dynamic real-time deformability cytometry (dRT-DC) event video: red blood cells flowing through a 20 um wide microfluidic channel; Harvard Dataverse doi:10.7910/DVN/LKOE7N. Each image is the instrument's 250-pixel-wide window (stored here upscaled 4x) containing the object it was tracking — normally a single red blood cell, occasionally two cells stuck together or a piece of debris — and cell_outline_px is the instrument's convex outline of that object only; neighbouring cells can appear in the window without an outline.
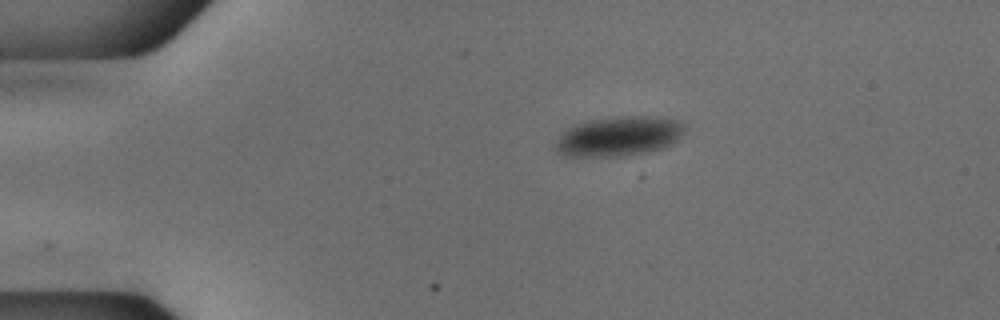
{"species": "common noctule bat (a hibernating species)", "species_latin": "Nyctalus noctula", "temperature_condition": "cold", "stored_images_in_passage": 44, "camera_frame_rate_fps": 3000, "um_per_image_px": 0.085, "animal": {"sex": "male", "body_mass_g": 18.8}, "frame": {"image": 1, "passage_image": 1, "time_ms": 0.0, "image_size_px": [1000, 320], "cell_outline_px": [[688, 124], [680, 140], [672, 144], [648, 152], [620, 156], [564, 156], [556, 152], [556, 140], [572, 124], [592, 120], [636, 116], [640, 116], [676, 120]], "centroid_in_image_um": [52.63, 11.6], "position_along_channel_um": 32.4, "area_um2": 29.65}}
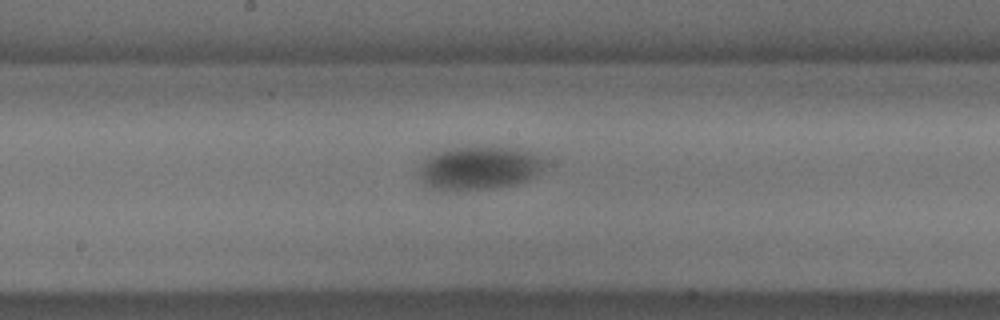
{"frame": {"image": 2, "passage_image": 19, "time_ms": 6.0, "image_size_px": [1000, 320], "cell_outline_px": [[548, 164], [540, 172], [528, 180], [516, 184], [492, 188], [456, 192], [432, 188], [420, 176], [420, 164], [424, 160], [440, 152], [452, 148], [524, 148], [548, 152]], "centroid_in_image_um": [40.93, 14.28], "position_along_channel_um": 207.3, "area_um2": 32.43}}
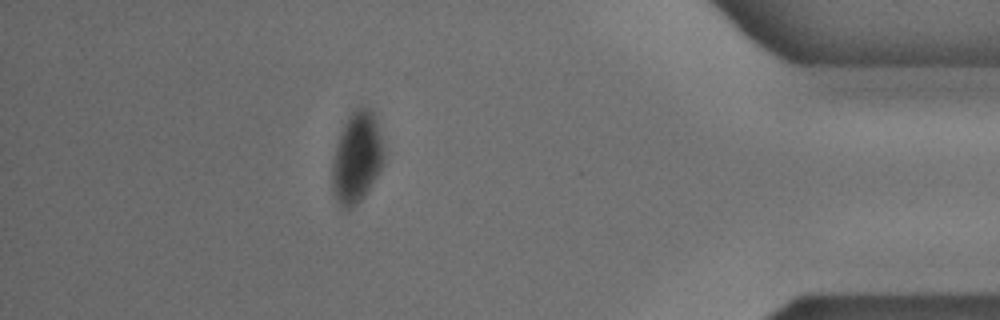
{"frame": {"image": 3, "passage_image": 38, "time_ms": 12.333, "image_size_px": [1000, 320], "cell_outline_px": [[384, 164], [364, 196], [356, 204], [348, 208], [340, 204], [332, 188], [332, 160], [336, 144], [340, 132], [352, 108], [360, 104], [364, 104], [376, 116], [384, 152]], "centroid_in_image_um": [30.34, 13.29], "position_along_channel_um": 404.9, "area_um2": 27.51}}